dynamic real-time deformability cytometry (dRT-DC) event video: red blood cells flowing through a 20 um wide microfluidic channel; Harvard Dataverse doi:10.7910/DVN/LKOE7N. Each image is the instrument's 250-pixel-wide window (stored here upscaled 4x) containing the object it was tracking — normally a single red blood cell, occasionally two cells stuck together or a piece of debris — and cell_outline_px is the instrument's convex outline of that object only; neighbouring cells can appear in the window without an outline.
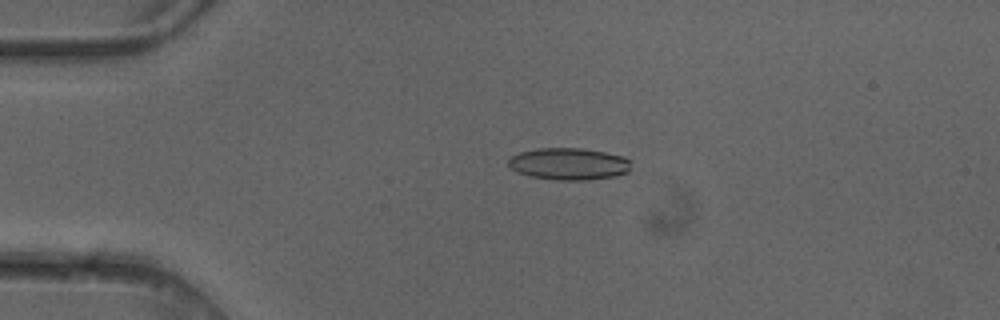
{"species": "common noctule bat (a hibernating species)", "species_latin": "Nyctalus noctula", "temperature_condition": "cold", "stored_images_in_passage": 4, "camera_frame_rate_fps": 3000, "um_per_image_px": 0.085, "animal": {"sex": "female"}, "frame": {"image": 1, "passage_image": 3, "time_ms": 0.667, "image_size_px": [1000, 320], "cell_outline_px": [[632, 160], [628, 172], [616, 176], [588, 180], [556, 180], [532, 176], [516, 172], [508, 164], [508, 160], [512, 156], [520, 152], [536, 148], [580, 148], [604, 152], [624, 156]], "centroid_in_image_um": [48.38, 13.93], "position_along_channel_um": 36.6, "area_um2": 22.95}}